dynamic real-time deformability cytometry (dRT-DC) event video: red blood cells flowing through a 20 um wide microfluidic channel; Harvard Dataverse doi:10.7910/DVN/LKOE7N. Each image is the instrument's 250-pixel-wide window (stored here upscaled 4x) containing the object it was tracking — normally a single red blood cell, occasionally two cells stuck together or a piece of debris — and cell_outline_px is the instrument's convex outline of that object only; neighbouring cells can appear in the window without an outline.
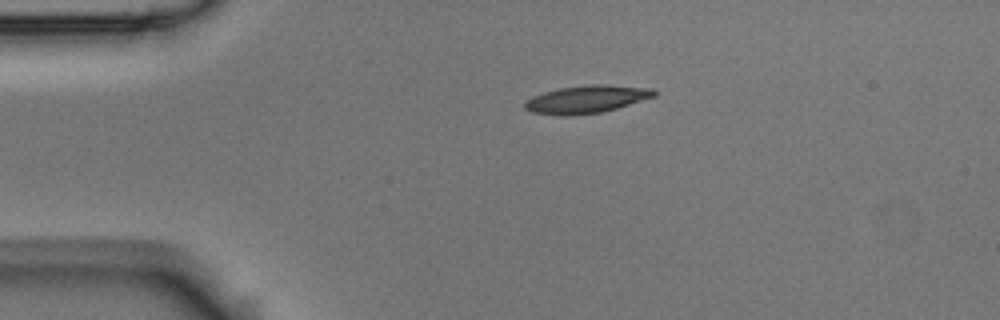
{"species": "Egyptian fruit bat (a non-hibernating species)", "species_latin": "Rousettus aegyptiacus", "temperature_condition": "room temperature", "stored_images_in_passage": 38, "camera_frame_rate_fps": 3000, "um_per_image_px": 0.085, "animal": {"sex": "male"}, "frame": {"image": 1, "passage_image": 1, "time_ms": 0.0, "image_size_px": [1000, 320], "cell_outline_px": [[656, 96], [616, 108], [600, 112], [560, 116], [532, 112], [524, 108], [524, 100], [532, 96], [544, 92], [560, 88], [588, 84], [608, 84], [652, 88], [656, 92]], "centroid_in_image_um": [49.83, 8.42], "position_along_channel_um": 35.2, "area_um2": 20.87}}
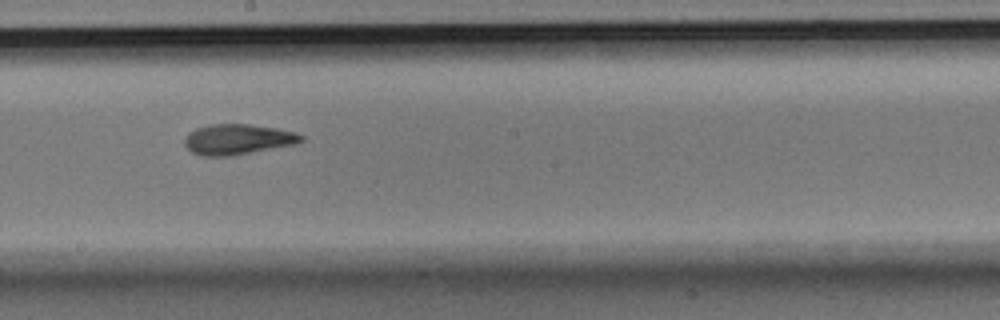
{"frame": {"image": 2, "passage_image": 20, "time_ms": 6.333, "image_size_px": [1000, 320], "cell_outline_px": [[304, 140], [296, 144], [228, 156], [204, 156], [192, 152], [184, 144], [184, 140], [196, 128], [208, 124], [248, 124], [276, 128], [296, 132], [304, 136]], "centroid_in_image_um": [20.24, 11.84], "position_along_channel_um": 228.0, "area_um2": 20.46}}
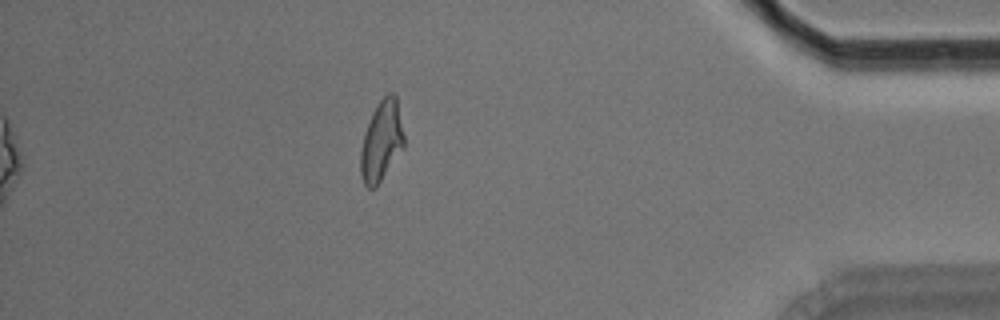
{"frame": {"image": 3, "passage_image": 38, "time_ms": 12.333, "image_size_px": [1000, 320], "cell_outline_px": [[404, 148], [376, 188], [368, 188], [364, 184], [360, 176], [360, 152], [364, 132], [372, 112], [376, 104], [388, 92], [392, 92], [396, 96], [404, 136]], "centroid_in_image_um": [32.41, 12.01], "position_along_channel_um": 402.8, "area_um2": 20.58}, "authors_computed_cell_mechanics": {"area_um2": 20.4034, "velocity_mm_per_s": 3.6195, "shape_relaxation_time_tau1_ms": 6.9857, "shape_relaxation_time_tau2_ms": 2.7486, "deformation_change_tau1": 0.2046, "deformation_change_tau2": 0.1037}}